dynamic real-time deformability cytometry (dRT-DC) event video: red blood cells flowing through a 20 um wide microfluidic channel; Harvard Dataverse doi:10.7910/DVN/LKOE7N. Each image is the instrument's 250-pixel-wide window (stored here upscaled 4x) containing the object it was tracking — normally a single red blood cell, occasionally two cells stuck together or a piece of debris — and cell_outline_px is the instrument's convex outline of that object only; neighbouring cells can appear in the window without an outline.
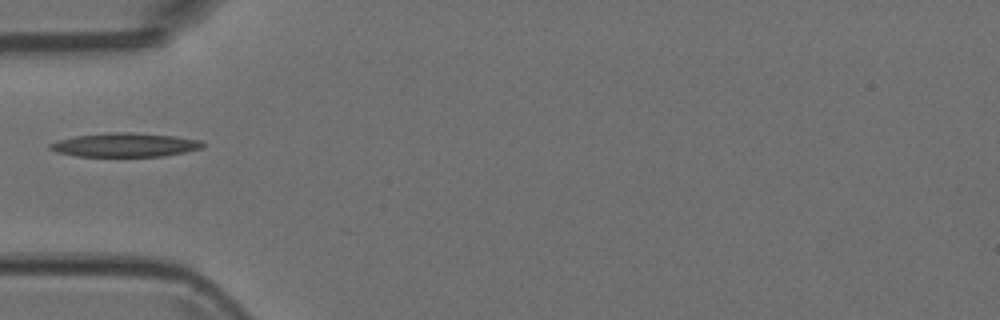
{"species": "Egyptian fruit bat (a non-hibernating species)", "species_latin": "Rousettus aegyptiacus", "temperature_condition": "room temperature", "stored_images_in_passage": 5, "camera_frame_rate_fps": 3000, "um_per_image_px": 0.085, "animal": {"sex": "female"}, "frame": {"image": 1, "passage_image": 5, "time_ms": 1.333, "image_size_px": [1000, 320], "cell_outline_px": [[204, 148], [164, 156], [76, 156], [56, 152], [48, 148], [48, 144], [56, 140], [76, 136], [112, 132], [136, 132], [172, 136], [200, 140], [204, 144]], "centroid_in_image_um": [10.59, 12.31], "position_along_channel_um": 74.4, "area_um2": 21.27}}